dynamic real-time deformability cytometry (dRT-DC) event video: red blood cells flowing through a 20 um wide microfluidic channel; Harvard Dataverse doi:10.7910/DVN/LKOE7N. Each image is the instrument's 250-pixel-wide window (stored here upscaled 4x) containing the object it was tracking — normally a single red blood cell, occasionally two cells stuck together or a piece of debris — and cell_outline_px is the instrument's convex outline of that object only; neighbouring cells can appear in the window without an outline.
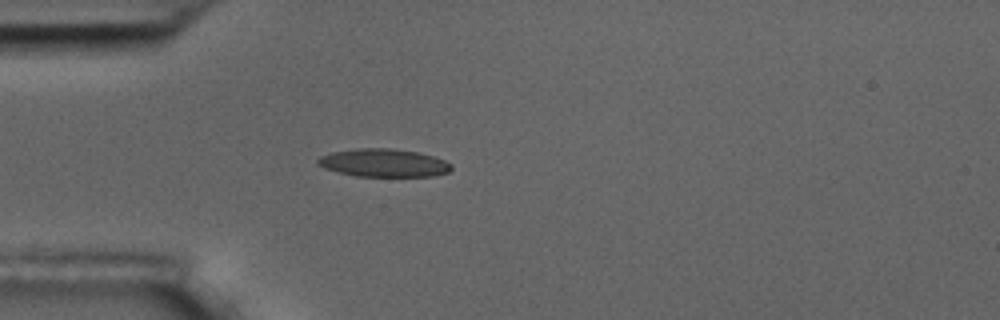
{"species": "common noctule bat (a hibernating species)", "species_latin": "Nyctalus noctula", "temperature_condition": "room temperature", "stored_images_in_passage": 1, "camera_frame_rate_fps": 3000, "um_per_image_px": 0.085, "animal": {"sex": "male", "body_mass_g": 17.5, "forearm_length_mm": 52.3}, "frame": {"image": 1, "passage_image": 1, "time_ms": 0.0, "image_size_px": [1000, 320], "cell_outline_px": [[452, 168], [448, 172], [432, 176], [356, 176], [324, 168], [316, 164], [316, 160], [320, 156], [332, 152], [356, 148], [392, 148], [416, 152], [432, 156], [444, 160], [452, 164]], "centroid_in_image_um": [32.59, 13.84], "position_along_channel_um": 52.4, "area_um2": 21.73}}